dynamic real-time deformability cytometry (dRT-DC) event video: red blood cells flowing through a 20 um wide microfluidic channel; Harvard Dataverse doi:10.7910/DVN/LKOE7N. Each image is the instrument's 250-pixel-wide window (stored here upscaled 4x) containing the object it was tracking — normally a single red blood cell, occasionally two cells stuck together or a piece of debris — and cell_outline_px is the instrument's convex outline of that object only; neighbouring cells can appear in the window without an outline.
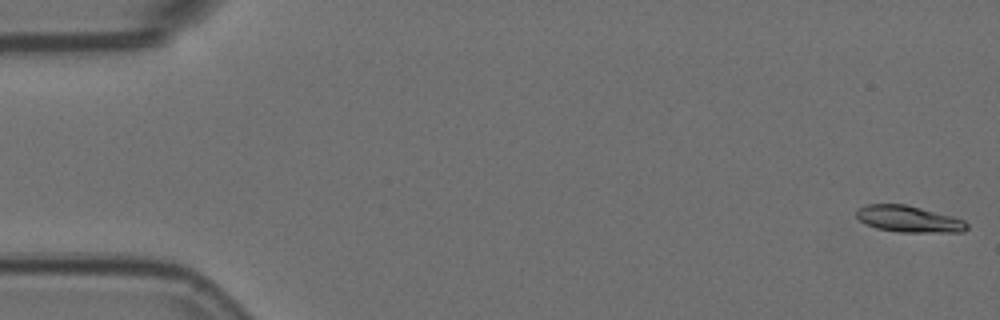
{"species": "Egyptian fruit bat (a non-hibernating species)", "species_latin": "Rousettus aegyptiacus", "temperature_condition": "room temperature", "stored_images_in_passage": 57, "camera_frame_rate_fps": 3000, "um_per_image_px": 0.085, "animal": {"sex": "female"}, "frame": {"image": 1, "passage_image": 1, "time_ms": 0.0, "image_size_px": [1000, 320], "cell_outline_px": [[968, 228], [964, 232], [900, 232], [876, 228], [860, 220], [856, 216], [856, 208], [868, 204], [904, 204], [920, 208], [964, 220], [968, 224]], "centroid_in_image_um": [77.22, 18.62], "position_along_channel_um": 7.8, "area_um2": 16.82}}
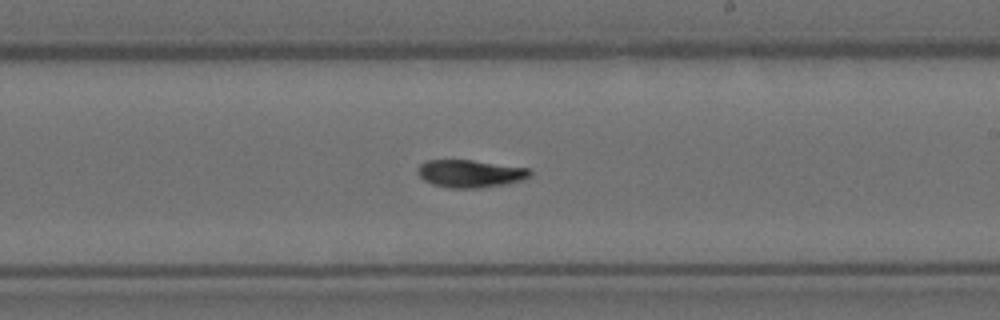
{"frame": {"image": 2, "passage_image": 33, "time_ms": 10.667, "image_size_px": [1000, 320], "cell_outline_px": [[532, 172], [524, 180], [508, 184], [480, 188], [448, 188], [432, 184], [424, 180], [416, 172], [416, 168], [424, 160], [472, 160], [528, 168]], "centroid_in_image_um": [39.94, 14.76], "position_along_channel_um": 249.1, "area_um2": 18.26}}
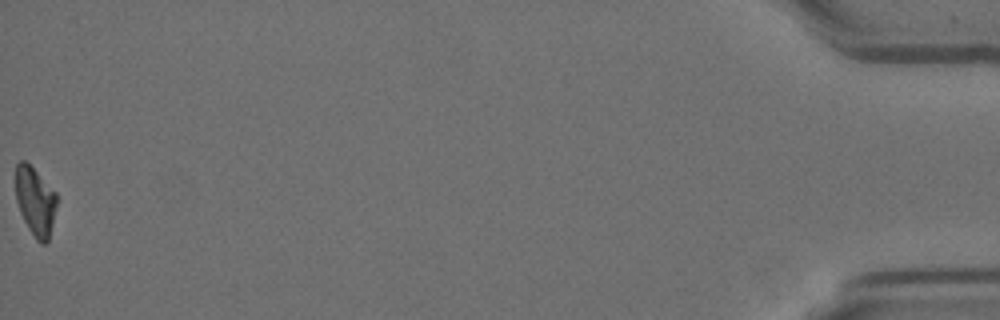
{"frame": {"image": 3, "passage_image": 57, "time_ms": 18.667, "image_size_px": [1000, 320], "cell_outline_px": [[56, 204], [52, 224], [48, 240], [44, 244], [40, 244], [36, 240], [28, 228], [20, 212], [16, 200], [16, 164], [20, 160], [24, 160], [56, 192]], "centroid_in_image_um": [2.98, 17.12], "position_along_channel_um": 432.2, "area_um2": 16.13}, "authors_computed_cell_mechanics": {"area_um2": 17.6868, "velocity_mm_per_s": 3.5818, "shape_relaxation_time_tau1_ms": 4.3118, "shape_relaxation_time_tau2_ms": 4.3848, "deformation_change_tau1": 0.1912, "deformation_change_tau2": 0.1001}}